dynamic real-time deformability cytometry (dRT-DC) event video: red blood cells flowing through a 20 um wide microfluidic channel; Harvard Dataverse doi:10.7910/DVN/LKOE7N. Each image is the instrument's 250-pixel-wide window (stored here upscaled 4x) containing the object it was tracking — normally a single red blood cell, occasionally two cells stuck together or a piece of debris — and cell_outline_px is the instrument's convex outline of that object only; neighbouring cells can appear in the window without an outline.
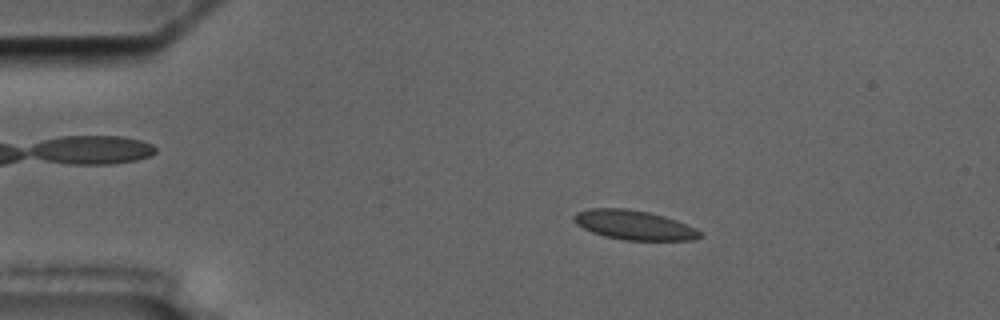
{"species": "common noctule bat (a hibernating species)", "species_latin": "Nyctalus noctula", "temperature_condition": "cold", "stored_images_in_passage": 5, "camera_frame_rate_fps": 3000, "um_per_image_px": 0.085, "animal": {"sex": "male", "body_mass_g": 17.5, "forearm_length_mm": 52.3}, "frame": {"image": 1, "passage_image": 2, "time_ms": 1.0, "image_size_px": [1000, 320], "cell_outline_px": [[704, 236], [692, 240], [624, 240], [604, 236], [592, 232], [576, 224], [572, 220], [572, 216], [576, 212], [588, 208], [628, 208], [648, 212], [664, 216], [676, 220], [696, 228]], "centroid_in_image_um": [53.87, 19.12], "position_along_channel_um": 31.1, "area_um2": 21.73}}
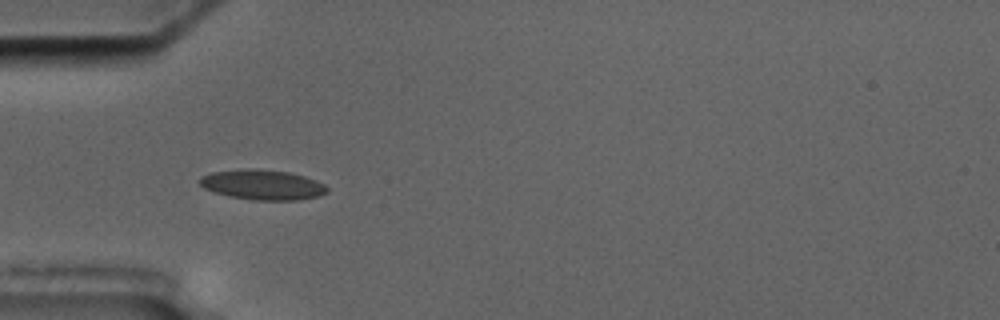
{"frame": {"image": 2, "passage_image": 4, "time_ms": 3.333, "image_size_px": [1000, 320], "cell_outline_px": [[328, 192], [320, 196], [300, 200], [252, 200], [228, 196], [204, 188], [196, 180], [200, 176], [212, 172], [248, 168], [256, 168], [288, 172], [304, 176], [316, 180], [324, 184], [328, 188]], "centroid_in_image_um": [22.31, 15.7], "position_along_channel_um": 62.7, "area_um2": 22.54}}